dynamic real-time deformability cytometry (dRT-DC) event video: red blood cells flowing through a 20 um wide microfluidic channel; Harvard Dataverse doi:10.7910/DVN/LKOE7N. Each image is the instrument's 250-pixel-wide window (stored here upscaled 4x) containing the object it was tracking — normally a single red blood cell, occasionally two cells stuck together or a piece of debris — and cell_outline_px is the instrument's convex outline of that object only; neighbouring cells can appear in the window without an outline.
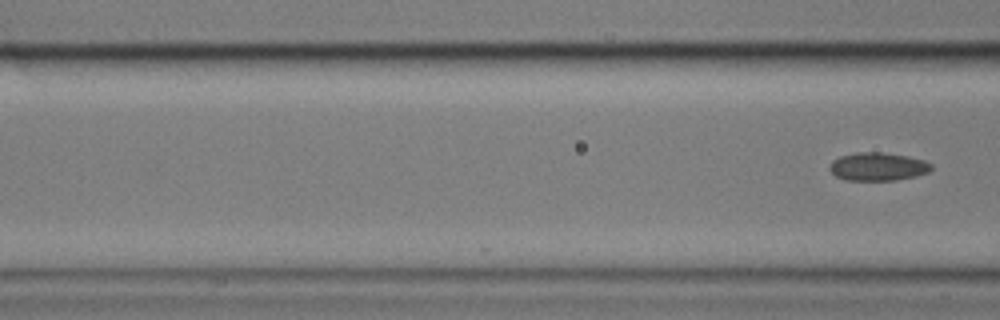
{"species": "common noctule bat (a hibernating species)", "species_latin": "Nyctalus noctula", "temperature_condition": "cold", "stored_images_in_passage": 19, "camera_frame_rate_fps": 3000, "um_per_image_px": 0.085, "animal": {"sex": "male", "body_mass_g": 17.9}, "frame": {"image": 1, "passage_image": 19, "time_ms": 6.0, "image_size_px": [1000, 320], "cell_outline_px": [[932, 168], [928, 172], [916, 176], [896, 180], [848, 180], [836, 176], [828, 168], [832, 160], [840, 156], [856, 152], [880, 152], [908, 156], [924, 160], [932, 164]], "centroid_in_image_um": [74.62, 14.15], "position_along_channel_um": 92.0, "area_um2": 16.7}}